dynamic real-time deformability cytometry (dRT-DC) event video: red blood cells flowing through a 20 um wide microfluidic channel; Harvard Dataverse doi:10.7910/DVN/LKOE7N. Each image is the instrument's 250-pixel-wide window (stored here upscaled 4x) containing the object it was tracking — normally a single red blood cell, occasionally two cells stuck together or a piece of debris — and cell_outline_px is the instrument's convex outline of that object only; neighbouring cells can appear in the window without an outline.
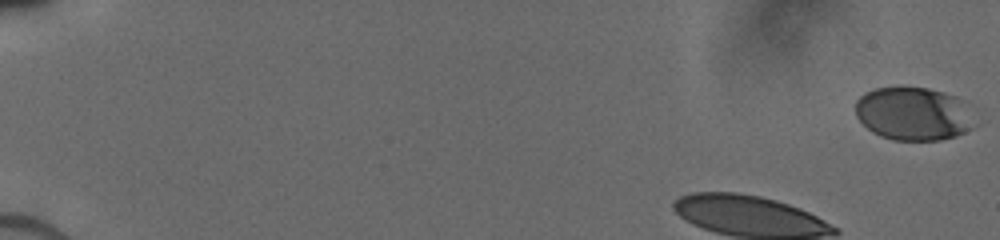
{"species": "human", "species_latin": "Homo sapiens", "temperature_condition": "cold", "stored_images_in_passage": 39, "camera_frame_rate_fps": 3000, "um_per_image_px": 0.085, "donor": {"sex": "male"}, "frame": {"image": 1, "passage_image": 1, "time_ms": 0.0, "image_size_px": [1000, 240], "cell_outline_px": [[976, 124], [972, 128], [956, 136], [940, 140], [892, 140], [880, 136], [872, 132], [856, 116], [856, 100], [864, 92], [872, 88], [900, 84], [904, 84], [928, 88], [944, 92], [956, 96]], "centroid_in_image_um": [77.57, 9.63], "position_along_channel_um": 7.4, "area_um2": 37.51}}
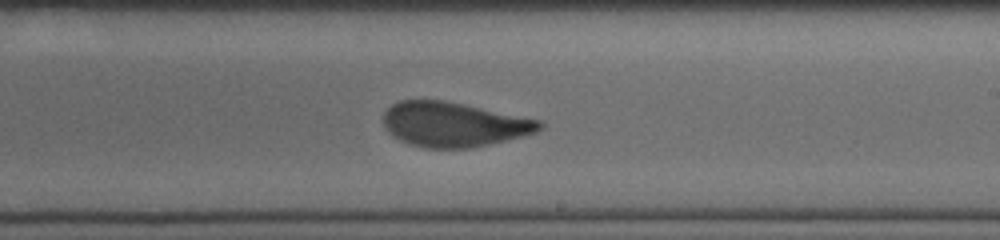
{"frame": {"image": 2, "passage_image": 22, "time_ms": 9.0, "image_size_px": [1000, 240], "cell_outline_px": [[544, 128], [536, 132], [524, 136], [508, 140], [472, 148], [424, 148], [408, 144], [392, 136], [384, 128], [384, 112], [392, 104], [400, 100], [444, 100], [544, 120]], "centroid_in_image_um": [38.6, 10.58], "position_along_channel_um": 250.4, "area_um2": 41.15}}
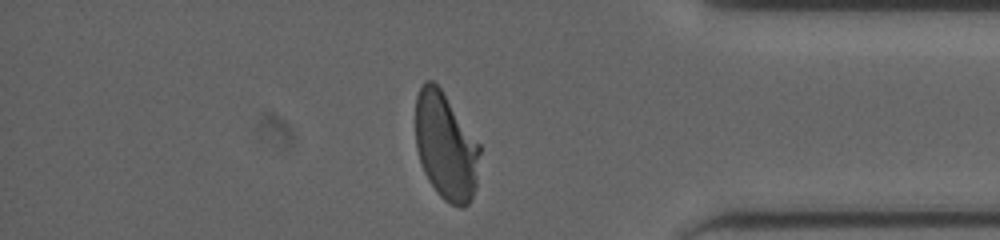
{"frame": {"image": 3, "passage_image": 32, "time_ms": 13.0, "image_size_px": [1000, 240], "cell_outline_px": [[480, 152], [476, 184], [472, 200], [464, 208], [460, 208], [444, 200], [436, 192], [428, 180], [424, 172], [416, 148], [416, 96], [424, 80], [432, 80], [440, 88], [480, 144]], "centroid_in_image_um": [37.89, 12.46], "position_along_channel_um": 397.3, "area_um2": 40.11}}